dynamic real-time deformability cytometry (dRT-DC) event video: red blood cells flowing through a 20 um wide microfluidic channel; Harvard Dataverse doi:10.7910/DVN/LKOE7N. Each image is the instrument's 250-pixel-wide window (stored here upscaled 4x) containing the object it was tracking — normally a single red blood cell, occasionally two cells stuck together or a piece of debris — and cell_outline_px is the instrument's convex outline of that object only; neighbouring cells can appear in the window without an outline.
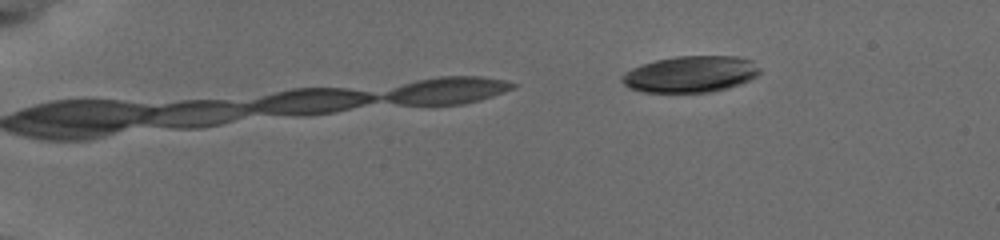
{"species": "common noctule bat (a hibernating species)", "species_latin": "Nyctalus noctula", "temperature_condition": "cold", "stored_images_in_passage": 6, "camera_frame_rate_fps": 3000, "um_per_image_px": 0.085, "animal": {"sex": "female", "body_mass_g": 19.5, "forearm_length_mm": 54.1}, "frame": {"image": 1, "passage_image": 6, "time_ms": 2.667, "image_size_px": [1000, 240], "cell_outline_px": [[760, 72], [756, 76], [740, 84], [728, 88], [712, 92], [640, 92], [628, 88], [620, 80], [620, 76], [624, 72], [632, 68], [656, 60], [676, 56], [736, 56], [752, 60], [760, 68]], "centroid_in_image_um": [58.68, 6.31], "position_along_channel_um": 26.3, "area_um2": 29.42}}